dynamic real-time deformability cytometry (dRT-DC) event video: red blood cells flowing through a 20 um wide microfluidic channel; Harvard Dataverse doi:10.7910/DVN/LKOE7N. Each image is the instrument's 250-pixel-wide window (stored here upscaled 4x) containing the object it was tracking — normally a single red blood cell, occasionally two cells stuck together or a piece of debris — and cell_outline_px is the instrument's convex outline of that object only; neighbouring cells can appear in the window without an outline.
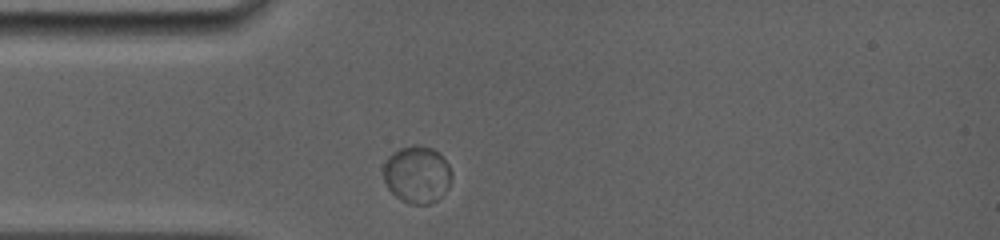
{"species": "common noctule bat (a hibernating species)", "species_latin": "Nyctalus noctula", "temperature_condition": "room temperature", "stored_images_in_passage": 12, "camera_frame_rate_fps": 5000, "um_per_image_px": 0.085, "animal": {"sex": "female", "body_mass_g": 19.0, "forearm_length_mm": 56.7}, "frame": {"image": 1, "passage_image": 1, "time_ms": 0.0, "image_size_px": [1000, 240], "cell_outline_px": [[452, 176], [448, 188], [432, 204], [412, 204], [396, 196], [388, 188], [384, 180], [384, 164], [388, 156], [392, 152], [400, 148], [412, 144], [416, 144], [432, 148], [440, 152], [448, 164], [452, 172]], "centroid_in_image_um": [35.46, 14.8], "position_along_channel_um": 49.5, "area_um2": 22.83}}
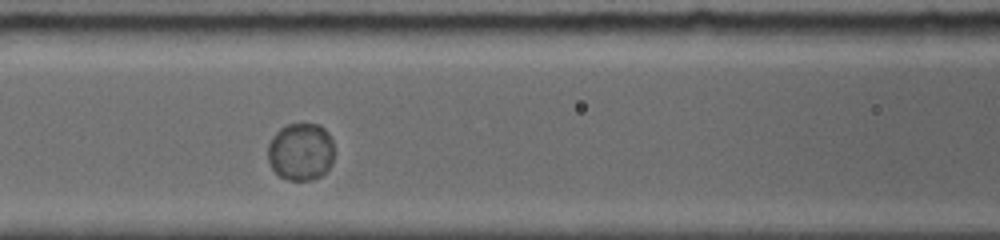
{"frame": {"image": 2, "passage_image": 4, "time_ms": 2.6, "image_size_px": [1000, 240], "cell_outline_px": [[332, 164], [320, 176], [312, 180], [288, 180], [280, 176], [272, 168], [268, 160], [268, 144], [272, 136], [280, 128], [288, 124], [320, 124], [328, 132], [332, 140]], "centroid_in_image_um": [25.55, 12.89], "position_along_channel_um": 141.1, "area_um2": 22.25}}
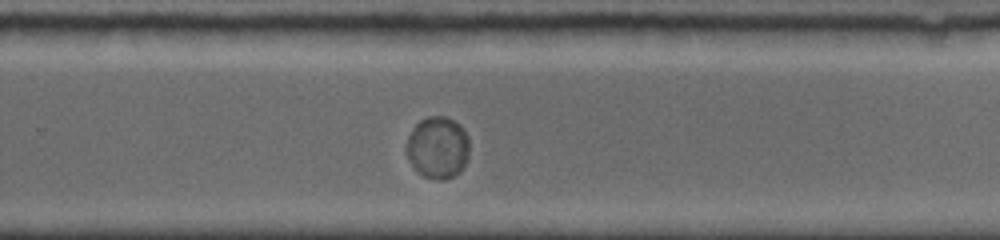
{"frame": {"image": 3, "passage_image": 12, "time_ms": 6.6, "image_size_px": [1000, 240], "cell_outline_px": [[468, 160], [460, 172], [444, 180], [436, 180], [424, 176], [416, 172], [408, 160], [404, 148], [408, 136], [412, 128], [420, 120], [428, 116], [444, 116], [460, 124], [468, 136]], "centroid_in_image_um": [37.18, 12.55], "position_along_channel_um": 292.6, "area_um2": 23.18}}